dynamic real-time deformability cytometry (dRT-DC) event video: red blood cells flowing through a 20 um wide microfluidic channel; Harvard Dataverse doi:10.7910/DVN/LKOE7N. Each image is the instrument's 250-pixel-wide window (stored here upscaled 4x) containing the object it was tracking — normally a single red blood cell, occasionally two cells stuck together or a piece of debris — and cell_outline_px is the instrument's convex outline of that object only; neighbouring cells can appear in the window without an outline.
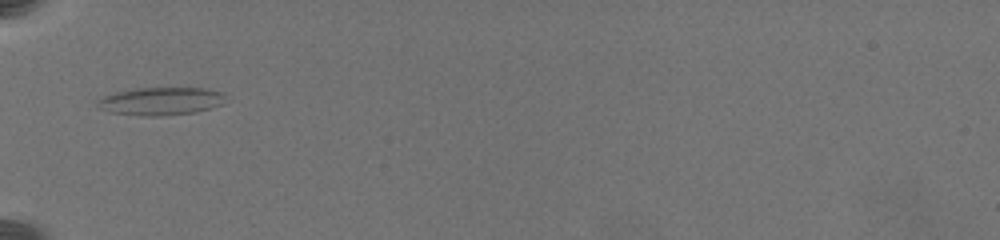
{"species": "common noctule bat (a hibernating species)", "species_latin": "Nyctalus noctula", "temperature_condition": "warm", "stored_images_in_passage": 17, "camera_frame_rate_fps": 3000, "um_per_image_px": 0.085, "animal": {"sex": "female", "body_mass_g": 19.5, "forearm_length_mm": 54.1}, "frame": {"image": 1, "passage_image": 1, "time_ms": 0.0, "image_size_px": [1000, 240], "cell_outline_px": [[224, 104], [196, 112], [160, 116], [140, 116], [108, 112], [96, 108], [96, 100], [104, 96], [116, 92], [136, 88], [204, 88], [224, 92]], "centroid_in_image_um": [13.63, 8.61], "position_along_channel_um": 71.4, "area_um2": 21.1}}
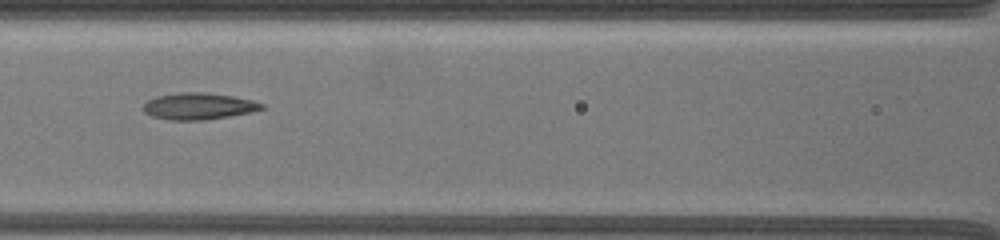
{"frame": {"image": 2, "passage_image": 12, "time_ms": 2.333, "image_size_px": [1000, 240], "cell_outline_px": [[268, 108], [252, 112], [204, 120], [168, 120], [152, 116], [144, 112], [144, 104], [148, 100], [156, 96], [180, 92], [204, 92], [232, 96], [252, 100], [264, 104]], "centroid_in_image_um": [16.91, 9.02], "position_along_channel_um": 149.7, "area_um2": 18.44}}
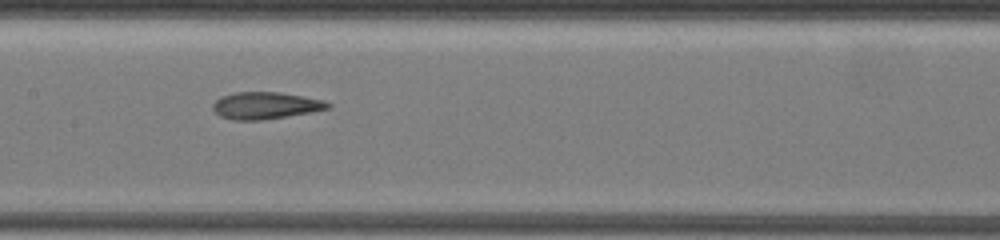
{"frame": {"image": 3, "passage_image": 16, "time_ms": 3.333, "image_size_px": [1000, 240], "cell_outline_px": [[332, 108], [312, 112], [264, 120], [232, 120], [220, 116], [212, 108], [212, 104], [220, 96], [236, 92], [280, 92], [324, 100], [332, 104]], "centroid_in_image_um": [22.58, 8.97], "position_along_channel_um": 184.8, "area_um2": 18.26}}